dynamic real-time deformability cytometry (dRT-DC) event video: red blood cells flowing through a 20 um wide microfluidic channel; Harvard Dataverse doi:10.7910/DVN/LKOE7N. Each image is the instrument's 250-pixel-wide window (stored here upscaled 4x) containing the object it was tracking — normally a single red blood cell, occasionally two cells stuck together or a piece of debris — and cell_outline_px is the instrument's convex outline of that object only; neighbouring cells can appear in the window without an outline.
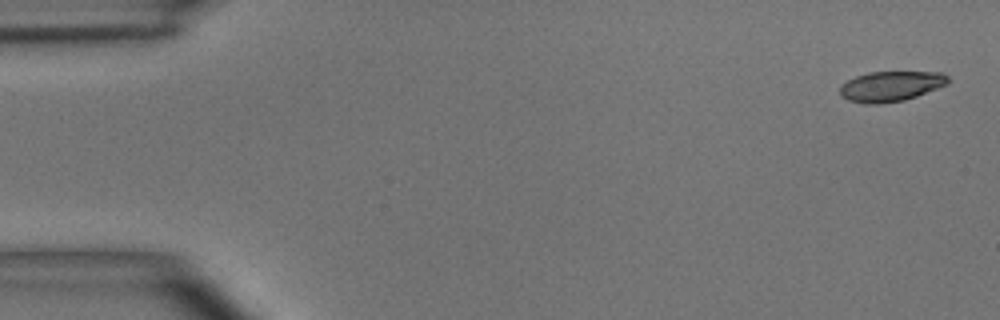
{"species": "common noctule bat (a hibernating species)", "species_latin": "Nyctalus noctula", "temperature_condition": "room temperature", "stored_images_in_passage": 6, "camera_frame_rate_fps": 3000, "um_per_image_px": 0.085, "animal": {"sex": "male", "body_mass_g": 15.6}, "frame": {"image": 1, "passage_image": 1, "time_ms": 0.0, "image_size_px": [1000, 320], "cell_outline_px": [[948, 84], [916, 96], [904, 100], [876, 104], [868, 104], [848, 100], [840, 96], [840, 84], [856, 76], [868, 72], [940, 72], [948, 76]], "centroid_in_image_um": [75.69, 7.33], "position_along_channel_um": 9.3, "area_um2": 18.96}}
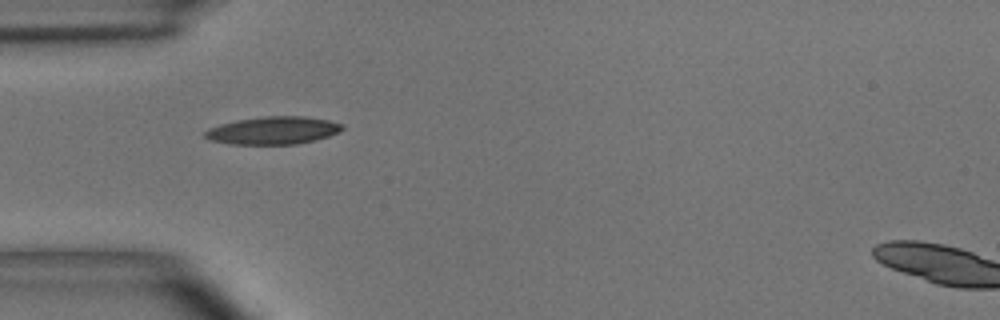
{"frame": {"image": 2, "passage_image": 5, "time_ms": 4.667, "image_size_px": [1000, 320], "cell_outline_px": [[344, 128], [328, 136], [296, 144], [232, 144], [212, 140], [204, 136], [204, 132], [208, 128], [220, 124], [236, 120], [264, 116], [304, 116], [328, 120], [344, 124]], "centroid_in_image_um": [23.2, 11.08], "position_along_channel_um": 61.8, "area_um2": 21.96}}
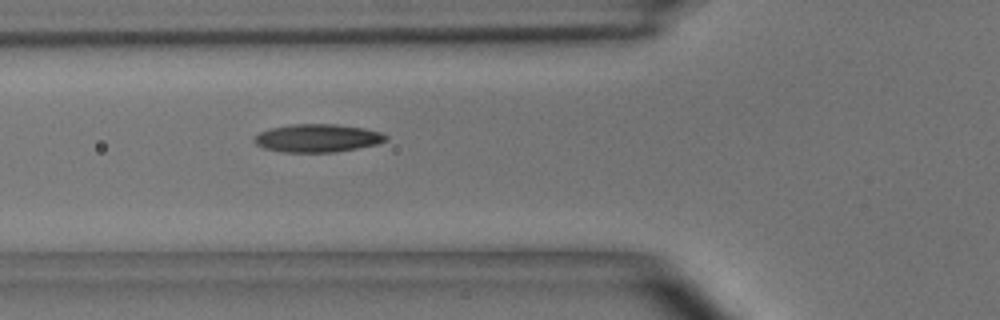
{"frame": {"image": 3, "passage_image": 6, "time_ms": 5.667, "image_size_px": [1000, 320], "cell_outline_px": [[388, 140], [376, 144], [336, 152], [284, 152], [264, 148], [256, 144], [252, 140], [252, 136], [268, 128], [292, 124], [336, 124], [364, 128], [380, 132], [388, 136]], "centroid_in_image_um": [26.94, 11.73], "position_along_channel_um": 98.9, "area_um2": 21.62}}